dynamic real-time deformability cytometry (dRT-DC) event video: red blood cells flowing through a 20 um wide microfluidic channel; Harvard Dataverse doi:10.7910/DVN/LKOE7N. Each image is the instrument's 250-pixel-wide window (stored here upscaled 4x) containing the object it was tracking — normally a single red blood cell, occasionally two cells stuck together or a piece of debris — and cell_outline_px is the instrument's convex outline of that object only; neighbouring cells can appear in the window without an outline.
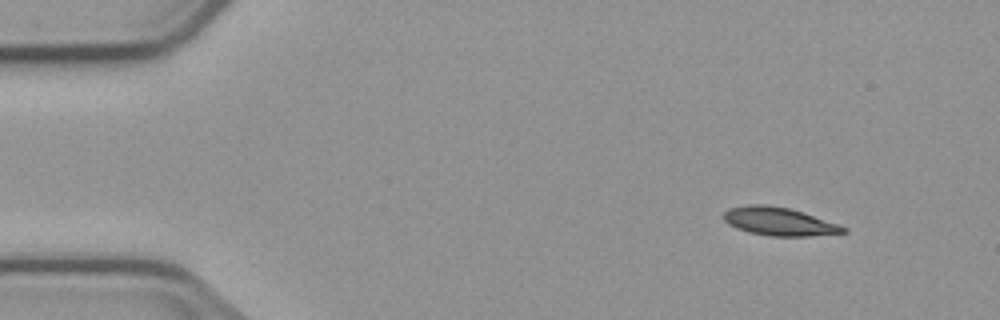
{"species": "common noctule bat (a hibernating species)", "species_latin": "Nyctalus noctula", "temperature_condition": "cold", "stored_images_in_passage": 5, "camera_frame_rate_fps": 3000, "um_per_image_px": 0.085, "animal": {"sex": "male", "body_mass_g": 23.1, "forearm_length_mm": 52.7}, "frame": {"image": 1, "passage_image": 1, "time_ms": 0.0, "image_size_px": [1000, 320], "cell_outline_px": [[848, 232], [808, 236], [768, 236], [748, 232], [736, 228], [728, 224], [724, 220], [724, 212], [728, 208], [748, 204], [764, 204], [788, 208], [804, 212], [840, 224], [848, 228]], "centroid_in_image_um": [66.23, 18.82], "position_along_channel_um": 18.8, "area_um2": 19.88}}
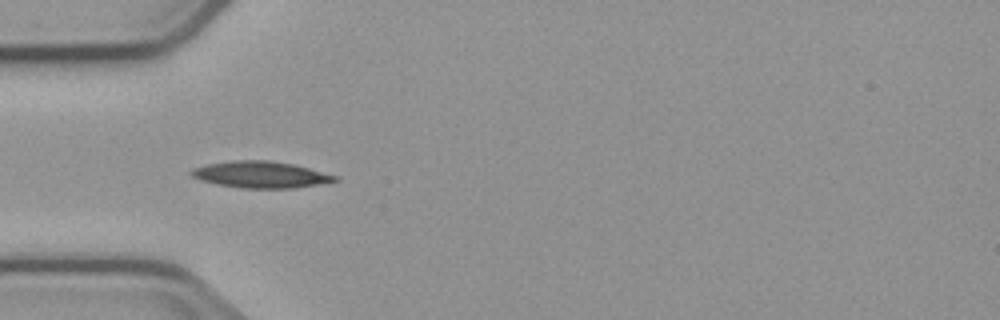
{"frame": {"image": 2, "passage_image": 4, "time_ms": 3.667, "image_size_px": [1000, 320], "cell_outline_px": [[340, 180], [292, 188], [244, 188], [216, 184], [200, 180], [192, 176], [188, 172], [192, 168], [204, 164], [232, 160], [268, 160], [296, 164], [336, 176]], "centroid_in_image_um": [22.09, 14.82], "position_along_channel_um": 62.9, "area_um2": 22.25}}
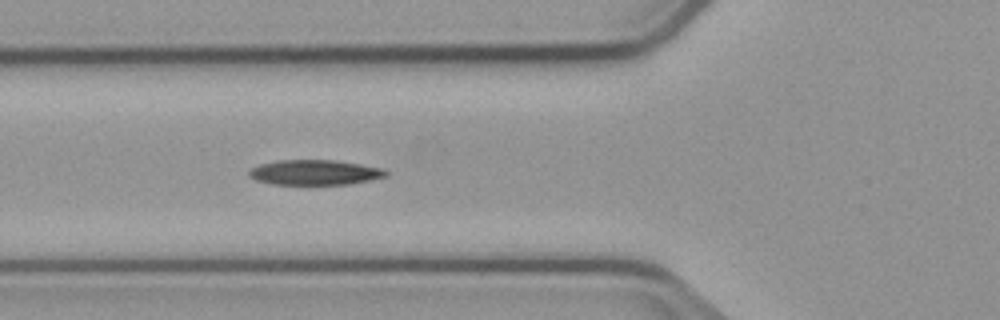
{"frame": {"image": 3, "passage_image": 5, "time_ms": 4.667, "image_size_px": [1000, 320], "cell_outline_px": [[388, 176], [348, 184], [272, 184], [256, 180], [248, 176], [248, 172], [252, 168], [260, 164], [276, 160], [336, 160], [384, 168], [388, 172]], "centroid_in_image_um": [26.75, 14.65], "position_along_channel_um": 99.0, "area_um2": 20.0}}